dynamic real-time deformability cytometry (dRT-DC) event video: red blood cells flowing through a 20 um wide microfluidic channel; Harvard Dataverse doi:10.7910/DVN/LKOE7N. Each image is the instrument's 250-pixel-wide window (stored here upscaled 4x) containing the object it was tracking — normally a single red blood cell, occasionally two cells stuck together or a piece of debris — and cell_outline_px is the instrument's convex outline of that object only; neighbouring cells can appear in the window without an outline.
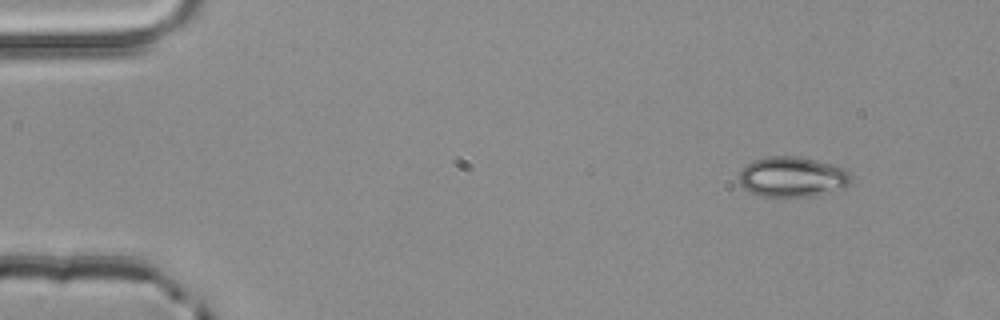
{"species": "common noctule bat (a hibernating species)", "species_latin": "Nyctalus noctula", "temperature_condition": "room temperature", "stored_images_in_passage": 3, "camera_frame_rate_fps": 3000, "um_per_image_px": 0.085, "animal": {"sex": "male", "body_mass_g": 20.4}, "frame": {"image": 1, "passage_image": 1, "time_ms": 0.0, "image_size_px": [1000, 320], "cell_outline_px": [[852, 184], [844, 188], [812, 196], [760, 196], [748, 192], [740, 184], [740, 168], [744, 164], [752, 160], [764, 156], [800, 156], [832, 164], [848, 172], [852, 176]], "centroid_in_image_um": [67.32, 15.02], "position_along_channel_um": 17.7, "area_um2": 26.59}}